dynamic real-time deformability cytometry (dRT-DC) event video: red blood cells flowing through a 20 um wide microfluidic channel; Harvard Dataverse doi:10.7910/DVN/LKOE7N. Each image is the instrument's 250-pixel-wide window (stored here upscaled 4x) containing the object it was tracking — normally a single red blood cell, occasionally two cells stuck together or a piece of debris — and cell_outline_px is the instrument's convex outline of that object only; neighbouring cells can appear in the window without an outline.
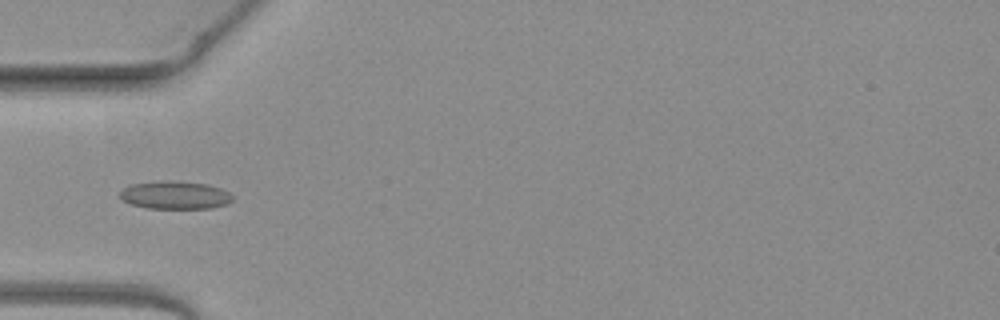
{"species": "common noctule bat (a hibernating species)", "species_latin": "Nyctalus noctula", "temperature_condition": "warm", "stored_images_in_passage": 51, "camera_frame_rate_fps": 3000, "um_per_image_px": 0.085, "animal": {"sex": "female", "body_mass_g": 19.3, "forearm_length_mm": 54.1}, "frame": {"image": 1, "passage_image": 17, "time_ms": 5.333, "image_size_px": [1000, 320], "cell_outline_px": [[232, 200], [228, 204], [208, 208], [148, 208], [132, 204], [124, 200], [120, 196], [120, 192], [124, 188], [132, 184], [204, 184], [220, 188], [228, 192], [232, 196]], "centroid_in_image_um": [14.92, 16.65], "position_along_channel_um": 70.1, "area_um2": 16.94}}
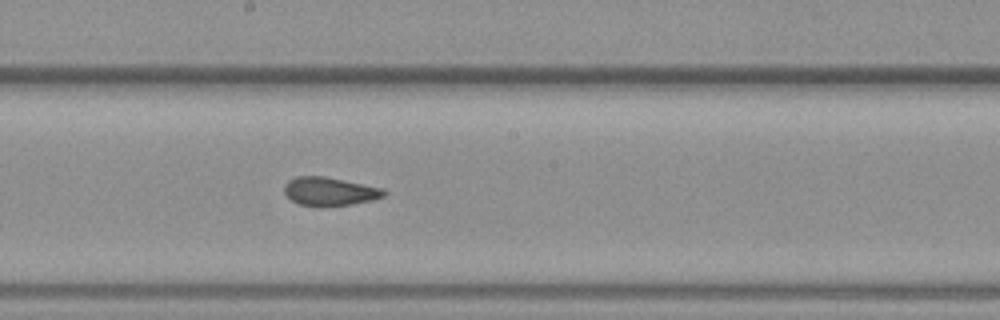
{"frame": {"image": 2, "passage_image": 28, "time_ms": 9.0, "image_size_px": [1000, 320], "cell_outline_px": [[388, 192], [384, 196], [372, 200], [352, 204], [324, 208], [320, 208], [300, 204], [292, 200], [284, 192], [284, 184], [288, 180], [296, 176], [324, 176], [384, 188]], "centroid_in_image_um": [28.02, 16.29], "position_along_channel_um": 220.2, "area_um2": 16.88}}
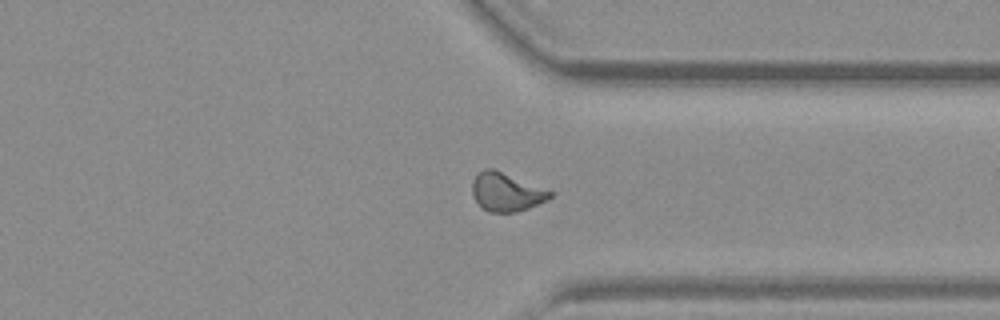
{"frame": {"image": 3, "passage_image": 39, "time_ms": 12.667, "image_size_px": [1000, 320], "cell_outline_px": [[556, 192], [552, 196], [528, 208], [516, 212], [488, 212], [472, 196], [472, 184], [476, 176], [484, 168], [492, 168]], "centroid_in_image_um": [43.05, 16.32], "position_along_channel_um": 368.4, "area_um2": 17.22}, "authors_computed_cell_mechanics": {"area_um2": 17.34, "velocity_mm_per_s": 4.0757, "shape_relaxation_time_tau1_ms": 10.4253, "shape_relaxation_time_tau2_ms": 2.0116, "deformation_change_tau1": 0.1722, "deformation_change_tau2": 0.0694}}